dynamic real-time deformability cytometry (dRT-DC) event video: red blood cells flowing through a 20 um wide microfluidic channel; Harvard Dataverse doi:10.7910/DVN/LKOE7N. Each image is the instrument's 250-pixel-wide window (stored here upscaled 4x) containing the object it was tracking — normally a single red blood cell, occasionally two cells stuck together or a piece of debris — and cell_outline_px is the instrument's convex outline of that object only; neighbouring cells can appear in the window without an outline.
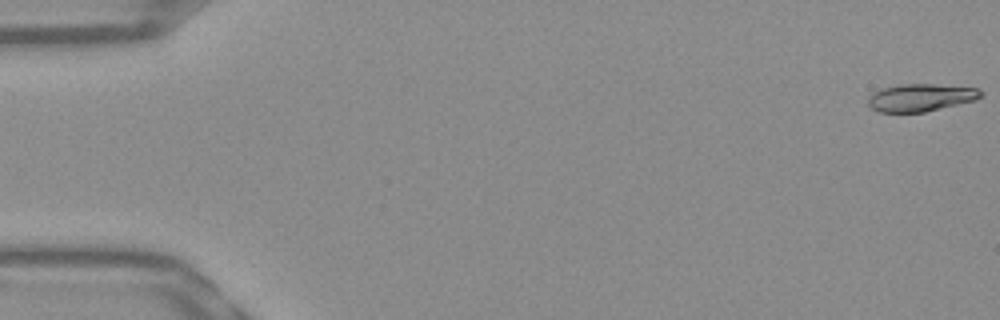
{"species": "Egyptian fruit bat (a non-hibernating species)", "species_latin": "Rousettus aegyptiacus", "temperature_condition": "warm", "stored_images_in_passage": 53, "camera_frame_rate_fps": 3000, "um_per_image_px": 0.085, "frame": {"image": 1, "passage_image": 1, "time_ms": 0.0, "image_size_px": [1000, 320], "cell_outline_px": [[984, 96], [976, 100], [924, 112], [880, 112], [872, 108], [868, 104], [868, 96], [872, 92], [884, 88], [900, 84], [932, 84], [980, 88], [984, 92]], "centroid_in_image_um": [78.3, 8.28], "position_along_channel_um": 6.7, "area_um2": 18.21}}
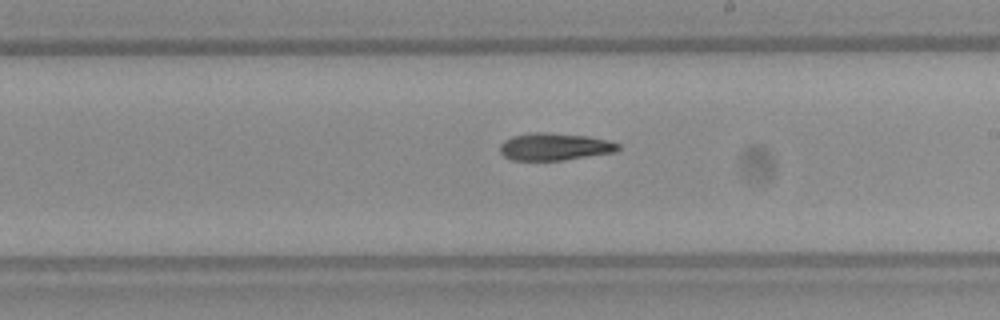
{"frame": {"image": 2, "passage_image": 31, "time_ms": 10.0, "image_size_px": [1000, 320], "cell_outline_px": [[620, 148], [616, 152], [564, 160], [512, 160], [504, 156], [500, 152], [500, 144], [504, 140], [512, 136], [528, 132], [544, 132], [588, 136], [608, 140], [620, 144]], "centroid_in_image_um": [47.14, 12.46], "position_along_channel_um": 241.9, "area_um2": 18.96}}
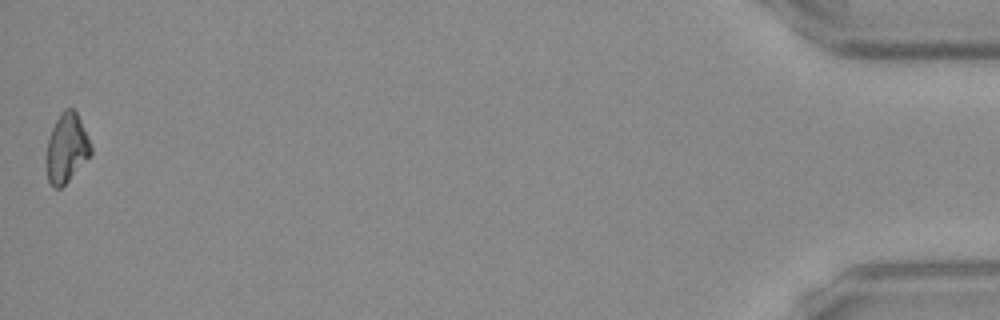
{"frame": {"image": 3, "passage_image": 53, "time_ms": 17.333, "image_size_px": [1000, 320], "cell_outline_px": [[92, 156], [60, 188], [52, 188], [48, 180], [48, 140], [52, 128], [60, 112], [64, 108], [72, 108], [76, 112], [92, 144]], "centroid_in_image_um": [5.71, 12.58], "position_along_channel_um": 429.5, "area_um2": 17.74}}